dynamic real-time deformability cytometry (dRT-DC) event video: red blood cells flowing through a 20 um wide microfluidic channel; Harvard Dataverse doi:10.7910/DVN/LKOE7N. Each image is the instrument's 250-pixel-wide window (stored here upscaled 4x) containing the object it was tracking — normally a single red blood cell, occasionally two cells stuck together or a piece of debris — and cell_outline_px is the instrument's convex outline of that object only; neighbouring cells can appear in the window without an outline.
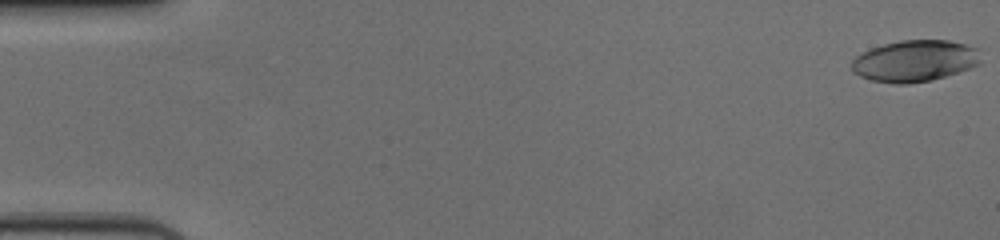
{"species": "human", "species_latin": "Homo sapiens", "temperature_condition": "cold", "stored_images_in_passage": 58, "camera_frame_rate_fps": 3000, "um_per_image_px": 0.085, "donor": {"sex": "female"}, "frame": {"image": 1, "passage_image": 1, "time_ms": 0.0, "image_size_px": [1000, 240], "cell_outline_px": [[980, 64], [932, 80], [908, 84], [896, 84], [872, 80], [860, 76], [852, 72], [852, 60], [856, 56], [872, 48], [884, 44], [900, 40], [948, 40], [980, 48]], "centroid_in_image_um": [77.76, 5.17], "position_along_channel_um": 7.2, "area_um2": 31.15}}
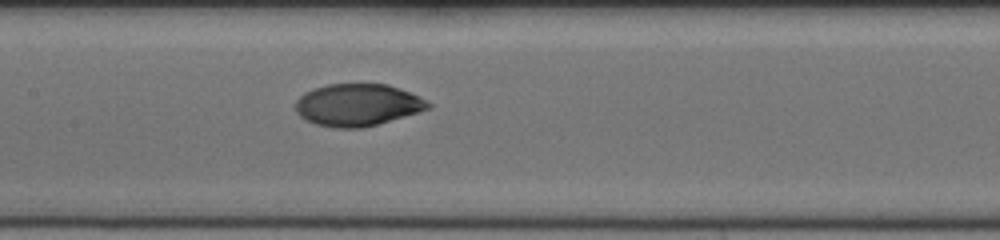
{"frame": {"image": 2, "passage_image": 29, "time_ms": 9.333, "image_size_px": [1000, 240], "cell_outline_px": [[432, 108], [364, 128], [332, 128], [316, 124], [304, 120], [296, 112], [296, 100], [304, 92], [312, 88], [328, 84], [388, 84], [408, 92], [432, 104]], "centroid_in_image_um": [30.35, 8.93], "position_along_channel_um": 177.1, "area_um2": 32.6}}
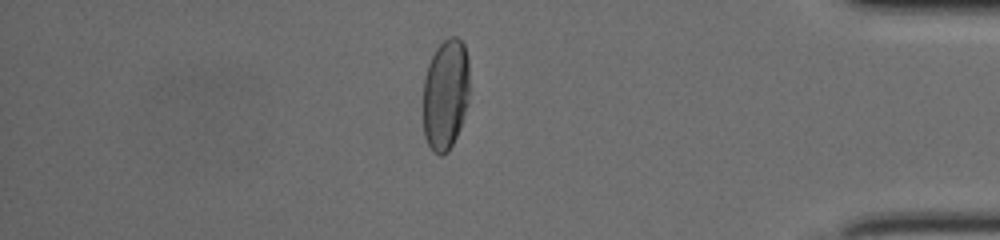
{"frame": {"image": 3, "passage_image": 50, "time_ms": 16.333, "image_size_px": [1000, 240], "cell_outline_px": [[468, 104], [460, 128], [448, 152], [440, 156], [432, 152], [424, 136], [424, 76], [428, 64], [436, 48], [448, 36], [456, 36], [464, 44], [468, 60]], "centroid_in_image_um": [37.87, 8.03], "position_along_channel_um": 397.3, "area_um2": 30.17}, "authors_computed_cell_mechanics": {"area_um2": 32.7437, "velocity_mm_per_s": 3.6308, "shape_relaxation_time_tau1_ms": 4.8674, "shape_relaxation_time_tau2_ms": 1.7856, "deformation_change_tau1": 0.1869, "deformation_change_tau2": 0.0276}}